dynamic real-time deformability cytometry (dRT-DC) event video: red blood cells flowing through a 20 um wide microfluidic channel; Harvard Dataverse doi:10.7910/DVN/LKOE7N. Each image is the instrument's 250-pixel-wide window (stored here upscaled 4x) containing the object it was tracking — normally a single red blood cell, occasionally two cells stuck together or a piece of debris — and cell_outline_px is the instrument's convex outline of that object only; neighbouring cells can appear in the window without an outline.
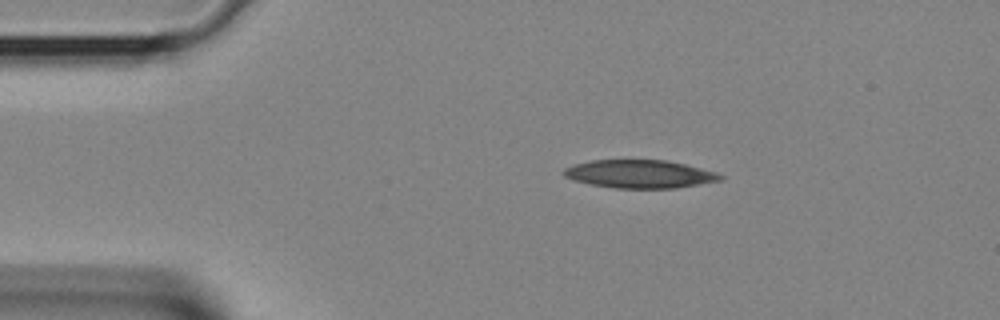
{"species": "Egyptian fruit bat (a non-hibernating species)", "species_latin": "Rousettus aegyptiacus", "temperature_condition": "room temperature", "stored_images_in_passage": 8, "camera_frame_rate_fps": 3000, "um_per_image_px": 0.085, "animal": {"sex": "female"}, "frame": {"image": 1, "passage_image": 1, "time_ms": 0.0, "image_size_px": [1000, 320], "cell_outline_px": [[724, 176], [720, 180], [676, 188], [616, 188], [592, 184], [576, 180], [564, 176], [560, 172], [564, 168], [576, 164], [592, 160], [664, 160], [684, 164], [716, 172]], "centroid_in_image_um": [54.36, 14.79], "position_along_channel_um": 30.6, "area_um2": 25.32}}
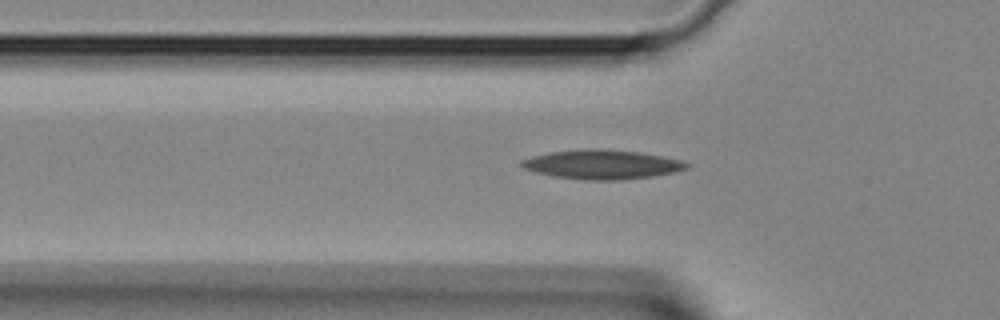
{"frame": {"image": 2, "passage_image": 6, "time_ms": 1.667, "image_size_px": [1000, 320], "cell_outline_px": [[688, 168], [676, 172], [652, 176], [620, 180], [584, 180], [552, 176], [536, 172], [524, 168], [520, 164], [520, 160], [532, 156], [552, 152], [588, 148], [600, 148], [640, 152], [680, 160], [688, 164]], "centroid_in_image_um": [51.15, 13.98], "position_along_channel_um": 74.6, "area_um2": 28.09}}